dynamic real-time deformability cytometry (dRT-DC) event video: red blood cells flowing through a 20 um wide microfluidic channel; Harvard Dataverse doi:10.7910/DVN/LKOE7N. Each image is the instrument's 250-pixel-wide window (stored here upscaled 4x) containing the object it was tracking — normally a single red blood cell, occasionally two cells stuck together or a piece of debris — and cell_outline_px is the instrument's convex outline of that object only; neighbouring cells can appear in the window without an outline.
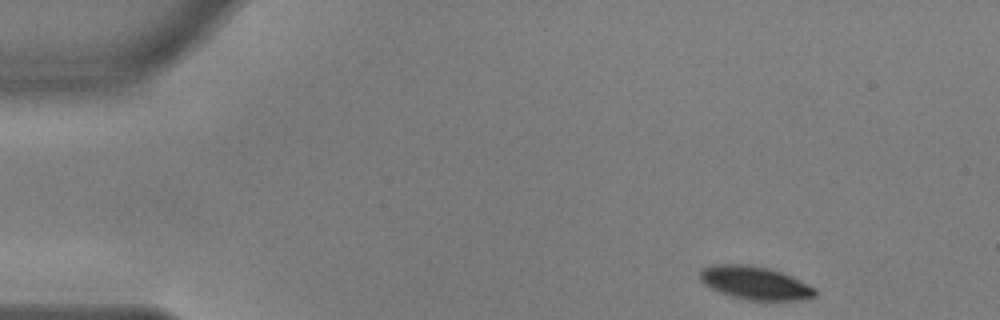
{"species": "common noctule bat (a hibernating species)", "species_latin": "Nyctalus noctula", "temperature_condition": "warm", "stored_images_in_passage": 50, "camera_frame_rate_fps": 3000, "um_per_image_px": 0.085, "animal": {"sex": "male", "body_mass_g": 17.9, "forearm_length_mm": 54.2}, "frame": {"image": 1, "passage_image": 1, "time_ms": 0.0, "image_size_px": [1000, 320], "cell_outline_px": [[816, 296], [800, 300], [748, 300], [732, 296], [720, 292], [704, 284], [700, 280], [700, 272], [704, 268], [716, 264], [748, 264], [768, 268], [792, 276], [816, 288]], "centroid_in_image_um": [64.2, 24.05], "position_along_channel_um": 20.8, "area_um2": 22.14}}
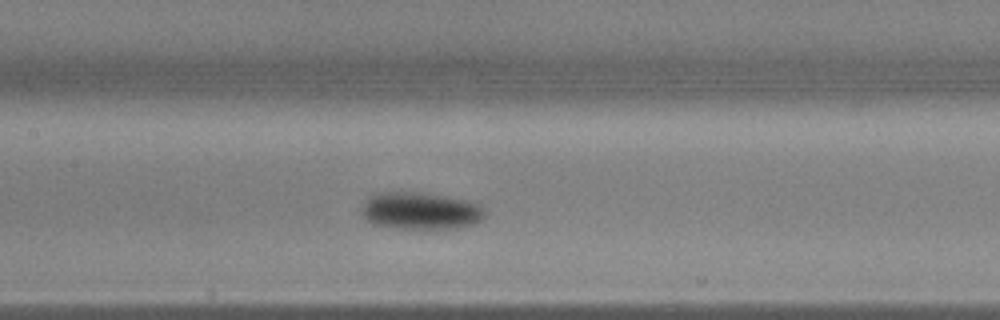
{"frame": {"image": 2, "passage_image": 21, "time_ms": 6.667, "image_size_px": [1000, 320], "cell_outline_px": [[484, 216], [480, 220], [472, 224], [460, 228], [396, 228], [372, 224], [360, 212], [360, 208], [368, 196], [372, 192], [432, 192], [468, 200], [484, 208]], "centroid_in_image_um": [35.7, 17.89], "position_along_channel_um": 171.7, "area_um2": 27.17}}
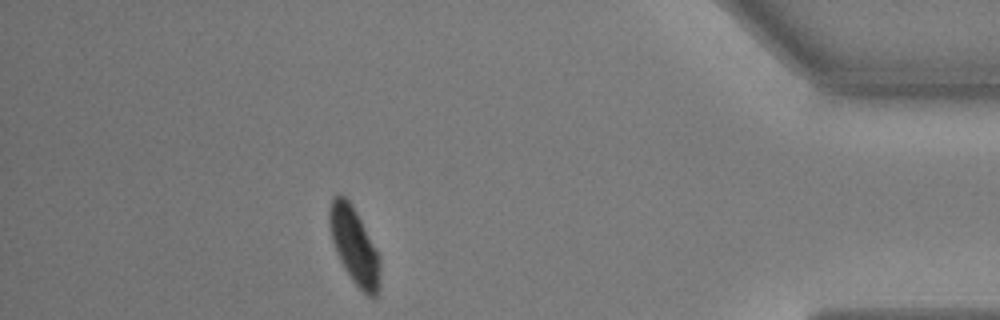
{"frame": {"image": 3, "passage_image": 44, "time_ms": 14.333, "image_size_px": [1000, 320], "cell_outline_px": [[380, 288], [376, 296], [368, 296], [352, 280], [344, 268], [336, 252], [332, 240], [328, 224], [328, 212], [332, 200], [336, 196], [344, 196], [352, 204], [380, 256]], "centroid_in_image_um": [30.12, 20.91], "position_along_channel_um": 405.1, "area_um2": 22.43}, "authors_computed_cell_mechanics": {"area_um2": 24.3049, "velocity_mm_per_s": 3.6152, "shape_relaxation_time_tau1_ms": 1.681, "shape_relaxation_time_tau2_ms": null, "deformation_change_tau1": 0.1304, "deformation_change_tau2": null}}